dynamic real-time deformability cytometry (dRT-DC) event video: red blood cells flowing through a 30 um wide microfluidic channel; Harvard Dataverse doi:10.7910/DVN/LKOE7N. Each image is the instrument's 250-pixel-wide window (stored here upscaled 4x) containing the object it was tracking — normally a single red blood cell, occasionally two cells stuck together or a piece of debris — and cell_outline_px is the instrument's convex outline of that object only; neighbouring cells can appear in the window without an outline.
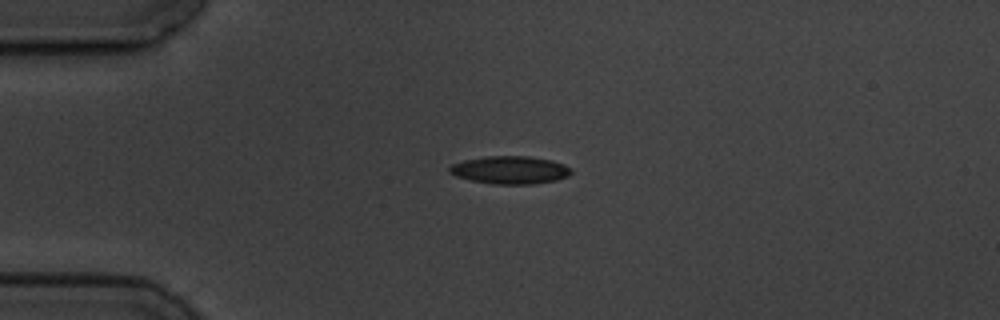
{"species": "common noctule bat (a hibernating species)", "species_latin": "Nyctalus noctula", "temperature_condition": "cold", "stored_images_in_passage": 2, "camera_frame_rate_fps": 3000, "um_per_image_px": 0.085, "animal": {"sex": "male", "body_mass_g": 19.5, "forearm_length_mm": 54.6}, "frame": {"image": 1, "passage_image": 1, "time_ms": 0.0, "image_size_px": [1000, 320], "cell_outline_px": [[572, 172], [568, 176], [556, 180], [532, 184], [496, 184], [472, 180], [456, 176], [448, 172], [448, 168], [452, 164], [464, 160], [488, 156], [528, 156], [552, 160], [564, 164], [572, 168]], "centroid_in_image_um": [43.38, 14.44], "position_along_channel_um": 41.6, "area_um2": 19.71}}